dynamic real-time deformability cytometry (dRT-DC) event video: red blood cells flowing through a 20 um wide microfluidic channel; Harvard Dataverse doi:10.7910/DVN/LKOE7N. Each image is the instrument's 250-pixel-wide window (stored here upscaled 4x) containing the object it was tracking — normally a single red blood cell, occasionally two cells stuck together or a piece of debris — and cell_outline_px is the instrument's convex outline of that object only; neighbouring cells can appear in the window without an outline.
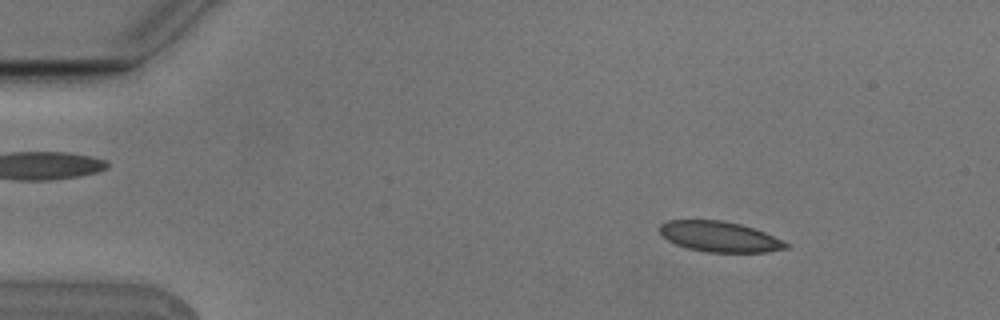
{"species": "Egyptian fruit bat (a non-hibernating species)", "species_latin": "Rousettus aegyptiacus", "temperature_condition": "cold", "stored_images_in_passage": 3, "camera_frame_rate_fps": 3000, "um_per_image_px": 0.085, "animal": {"sex": "male"}, "frame": {"image": 1, "passage_image": 1, "time_ms": 0.0, "image_size_px": [1000, 320], "cell_outline_px": [[792, 244], [788, 248], [768, 252], [708, 252], [688, 248], [676, 244], [668, 240], [660, 232], [660, 224], [668, 220], [720, 220], [740, 224], [764, 232]], "centroid_in_image_um": [61.2, 20.12], "position_along_channel_um": 23.8, "area_um2": 22.31}}